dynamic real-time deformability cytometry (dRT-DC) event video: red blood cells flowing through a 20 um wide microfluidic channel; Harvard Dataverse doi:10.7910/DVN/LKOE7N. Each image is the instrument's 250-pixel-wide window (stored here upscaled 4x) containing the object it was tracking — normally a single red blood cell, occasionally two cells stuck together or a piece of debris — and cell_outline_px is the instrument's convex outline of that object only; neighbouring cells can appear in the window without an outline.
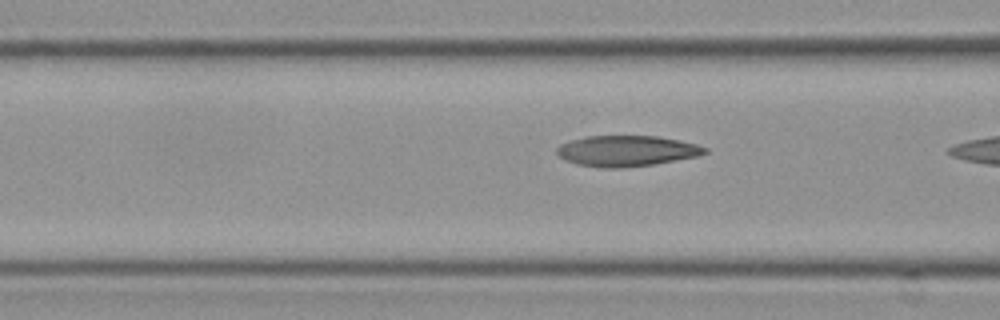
{"species": "Egyptian fruit bat (a non-hibernating species)", "species_latin": "Rousettus aegyptiacus", "temperature_condition": "cold", "stored_images_in_passage": 11, "camera_frame_rate_fps": 3000, "um_per_image_px": 0.085, "frame": {"image": 1, "passage_image": 10, "time_ms": 3.0, "image_size_px": [1000, 320], "cell_outline_px": [[708, 152], [696, 156], [652, 164], [620, 168], [604, 168], [576, 164], [564, 160], [556, 152], [556, 148], [560, 144], [584, 136], [656, 136], [680, 140], [696, 144], [708, 148]], "centroid_in_image_um": [53.23, 12.82], "position_along_channel_um": 113.4, "area_um2": 26.41}}